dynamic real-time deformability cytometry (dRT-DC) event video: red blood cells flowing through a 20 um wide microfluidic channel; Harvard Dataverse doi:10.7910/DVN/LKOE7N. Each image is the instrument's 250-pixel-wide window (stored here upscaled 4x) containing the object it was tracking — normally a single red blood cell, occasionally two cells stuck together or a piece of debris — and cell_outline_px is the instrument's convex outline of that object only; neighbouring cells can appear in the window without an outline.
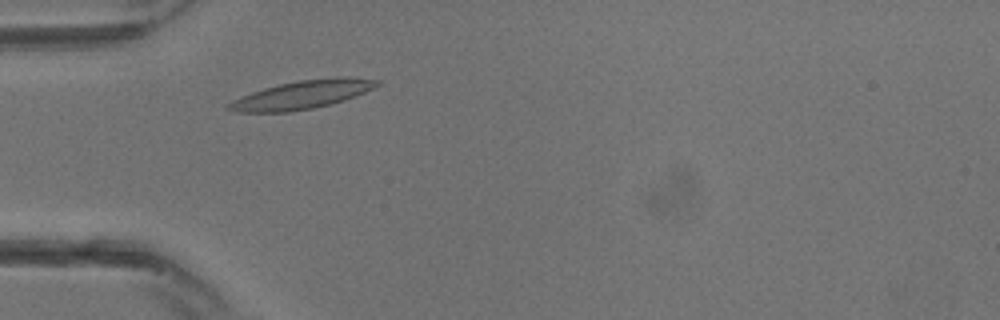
{"species": "common noctule bat (a hibernating species)", "species_latin": "Nyctalus noctula", "temperature_condition": "warm", "stored_images_in_passage": 3, "camera_frame_rate_fps": 3000, "um_per_image_px": 0.085, "animal": {"sex": "male", "body_mass_g": 13.3}, "frame": {"image": 1, "passage_image": 1, "time_ms": 0.0, "image_size_px": [1000, 320], "cell_outline_px": [[380, 84], [364, 92], [344, 100], [332, 104], [312, 108], [288, 112], [236, 112], [224, 108], [224, 104], [232, 100], [252, 92], [264, 88], [280, 84], [300, 80], [336, 76], [348, 76], [380, 80]], "centroid_in_image_um": [25.65, 8.04], "position_along_channel_um": 59.3, "area_um2": 24.62}}
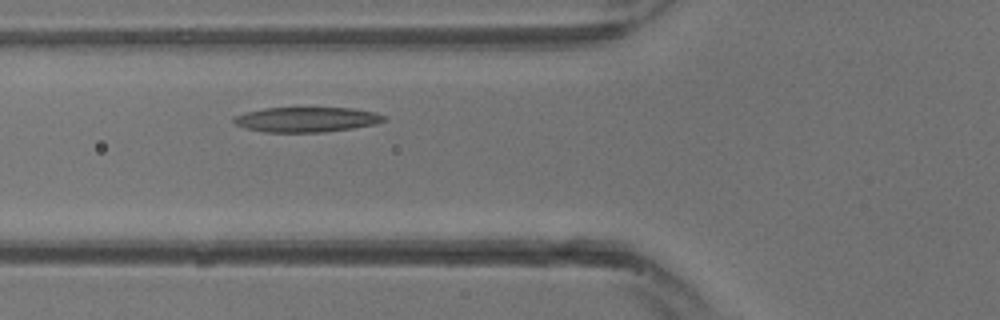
{"frame": {"image": 2, "passage_image": 3, "time_ms": 0.667, "image_size_px": [1000, 320], "cell_outline_px": [[384, 120], [376, 124], [352, 128], [324, 132], [264, 132], [244, 128], [236, 124], [232, 120], [236, 116], [244, 112], [264, 108], [352, 108], [376, 112], [384, 116]], "centroid_in_image_um": [26.03, 10.16], "position_along_channel_um": 99.8, "area_um2": 21.79}}